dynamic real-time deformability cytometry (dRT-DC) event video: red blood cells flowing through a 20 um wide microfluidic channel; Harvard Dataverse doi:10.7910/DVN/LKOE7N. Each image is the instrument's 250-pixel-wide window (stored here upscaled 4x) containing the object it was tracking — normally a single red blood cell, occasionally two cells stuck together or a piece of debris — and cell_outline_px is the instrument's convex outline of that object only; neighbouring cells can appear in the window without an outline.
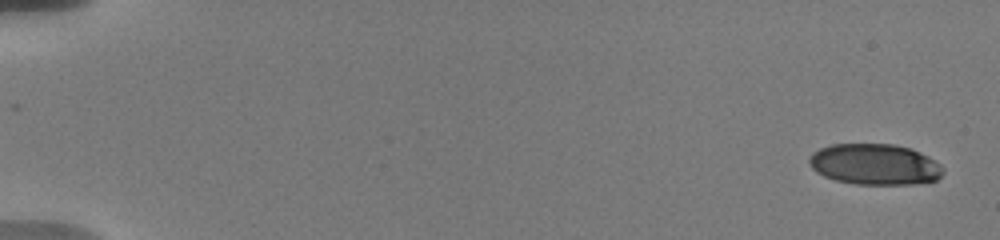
{"species": "human", "species_latin": "Homo sapiens", "temperature_condition": "warm", "stored_images_in_passage": 33, "camera_frame_rate_fps": 3000, "um_per_image_px": 0.085, "donor": {"sex": "male"}, "frame": {"image": 1, "passage_image": 1, "time_ms": 0.0, "image_size_px": [1000, 240], "cell_outline_px": [[944, 172], [936, 180], [912, 184], [856, 184], [836, 180], [824, 176], [816, 172], [812, 168], [808, 160], [812, 152], [820, 148], [832, 144], [892, 144], [912, 148], [928, 156], [940, 164], [944, 168]], "centroid_in_image_um": [74.36, 13.96], "position_along_channel_um": 10.6, "area_um2": 32.02}}
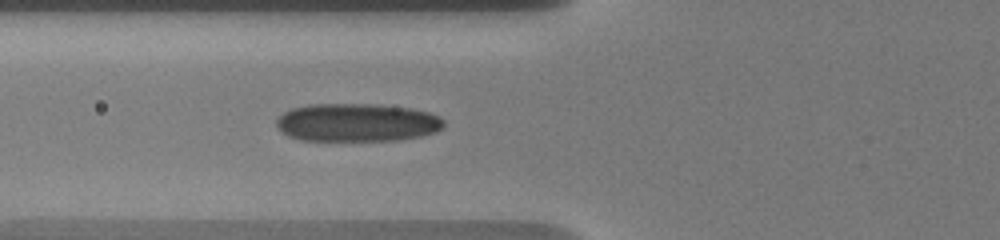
{"frame": {"image": 2, "passage_image": 24, "time_ms": 7.0, "image_size_px": [1000, 240], "cell_outline_px": [[444, 128], [436, 132], [420, 136], [396, 140], [300, 140], [288, 136], [276, 128], [276, 116], [292, 108], [308, 104], [376, 104], [412, 108], [428, 112], [440, 116], [444, 120]], "centroid_in_image_um": [30.33, 10.4], "position_along_channel_um": 95.5, "area_um2": 37.57}}
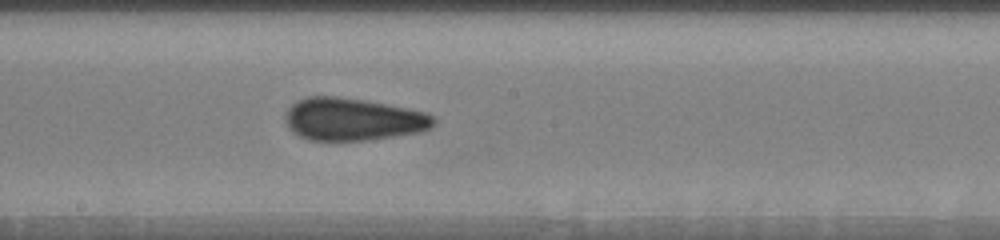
{"frame": {"image": 3, "passage_image": 33, "time_ms": 10.333, "image_size_px": [1000, 240], "cell_outline_px": [[436, 124], [432, 128], [420, 132], [368, 140], [308, 140], [292, 132], [288, 128], [284, 120], [284, 116], [288, 108], [296, 100], [308, 96], [336, 96], [364, 100], [408, 108], [428, 112], [436, 116]], "centroid_in_image_um": [30.01, 10.13], "position_along_channel_um": 218.2, "area_um2": 37.22}}